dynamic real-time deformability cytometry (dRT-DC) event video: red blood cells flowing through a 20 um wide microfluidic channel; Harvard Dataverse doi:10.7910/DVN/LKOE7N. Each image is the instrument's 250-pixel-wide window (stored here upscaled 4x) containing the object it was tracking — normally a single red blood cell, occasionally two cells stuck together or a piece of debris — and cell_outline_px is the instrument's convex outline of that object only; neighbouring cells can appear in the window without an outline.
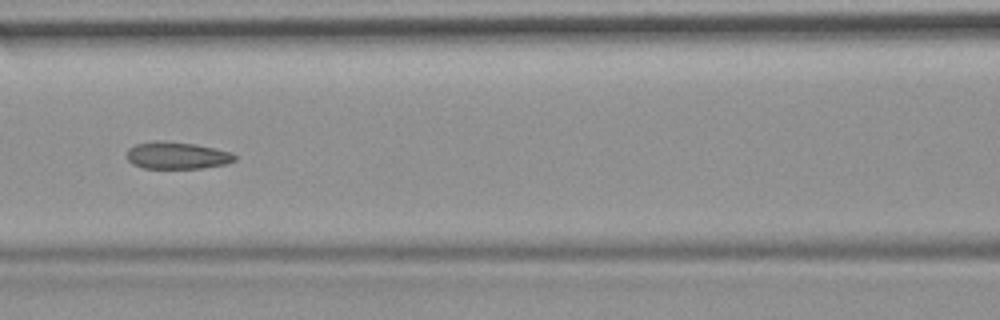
{"species": "common noctule bat (a hibernating species)", "species_latin": "Nyctalus noctula", "temperature_condition": "room temperature", "stored_images_in_passage": 6, "camera_frame_rate_fps": 3000, "um_per_image_px": 0.085, "animal": {"sex": "female", "body_mass_g": 19.9}, "frame": {"image": 1, "passage_image": 5, "time_ms": 1.333, "image_size_px": [1000, 320], "cell_outline_px": [[236, 160], [228, 164], [200, 168], [144, 168], [132, 164], [128, 160], [128, 148], [136, 144], [196, 144], [232, 152], [236, 156]], "centroid_in_image_um": [15.13, 13.27], "position_along_channel_um": 151.5, "area_um2": 16.18}}